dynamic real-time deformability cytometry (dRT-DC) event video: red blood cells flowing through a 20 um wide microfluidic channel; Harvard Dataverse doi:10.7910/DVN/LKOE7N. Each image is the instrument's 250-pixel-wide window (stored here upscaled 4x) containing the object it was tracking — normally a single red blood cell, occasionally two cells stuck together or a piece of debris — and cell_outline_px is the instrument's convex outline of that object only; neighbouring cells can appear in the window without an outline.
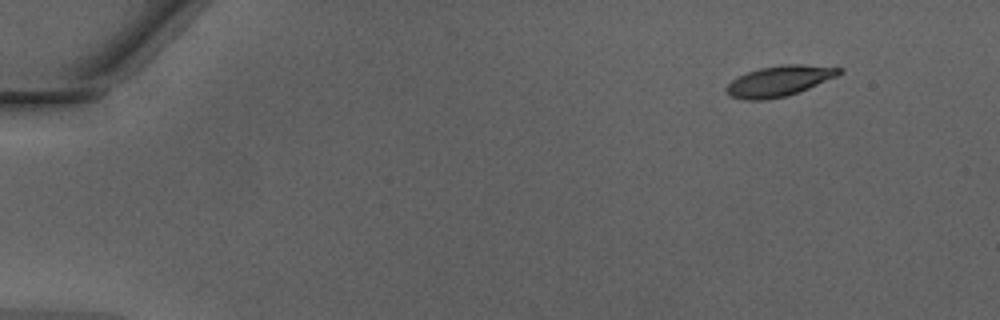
{"species": "Egyptian fruit bat (a non-hibernating species)", "species_latin": "Rousettus aegyptiacus", "temperature_condition": "warm", "stored_images_in_passage": 43, "camera_frame_rate_fps": 3000, "um_per_image_px": 0.085, "animal": {"sex": "male"}, "frame": {"image": 1, "passage_image": 1, "time_ms": 0.0, "image_size_px": [1000, 320], "cell_outline_px": [[844, 72], [836, 76], [808, 88], [784, 96], [764, 100], [744, 100], [728, 96], [724, 88], [732, 80], [748, 72], [760, 68], [780, 64], [800, 64], [844, 68]], "centroid_in_image_um": [66.21, 6.88], "position_along_channel_um": 18.8, "area_um2": 19.94}}
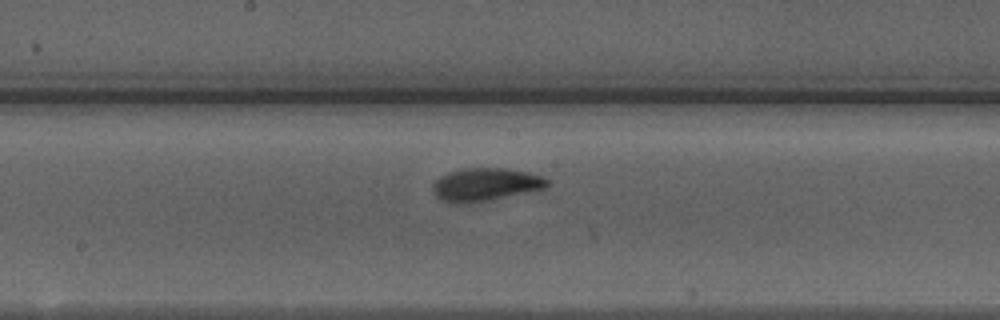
{"frame": {"image": 2, "passage_image": 23, "time_ms": 7.333, "image_size_px": [1000, 320], "cell_outline_px": [[552, 184], [548, 188], [484, 200], [460, 204], [456, 204], [444, 200], [436, 196], [432, 192], [432, 184], [440, 176], [448, 172], [464, 168], [504, 168], [528, 172], [540, 176], [548, 180]], "centroid_in_image_um": [41.26, 15.67], "position_along_channel_um": 206.9, "area_um2": 21.79}}
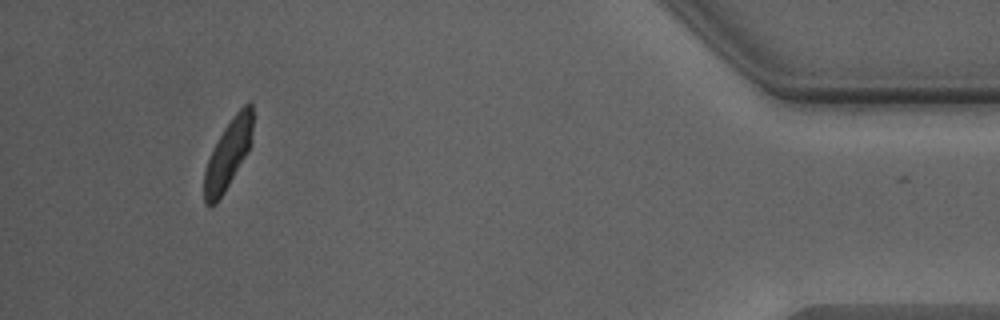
{"frame": {"image": 3, "passage_image": 42, "time_ms": 13.667, "image_size_px": [1000, 320], "cell_outline_px": [[252, 144], [248, 152], [224, 192], [216, 204], [212, 208], [208, 208], [204, 204], [204, 172], [208, 160], [224, 128], [236, 112], [248, 100], [252, 104]], "centroid_in_image_um": [19.39, 13.15], "position_along_channel_um": 415.8, "area_um2": 19.48}, "authors_computed_cell_mechanics": {"area_um2": 20.6924, "velocity_mm_per_s": 4.2589, "shape_relaxation_time_tau1_ms": 2.7249, "shape_relaxation_time_tau2_ms": 0.9585, "deformation_change_tau1": 0.1602, "deformation_change_tau2": 0.0659}}